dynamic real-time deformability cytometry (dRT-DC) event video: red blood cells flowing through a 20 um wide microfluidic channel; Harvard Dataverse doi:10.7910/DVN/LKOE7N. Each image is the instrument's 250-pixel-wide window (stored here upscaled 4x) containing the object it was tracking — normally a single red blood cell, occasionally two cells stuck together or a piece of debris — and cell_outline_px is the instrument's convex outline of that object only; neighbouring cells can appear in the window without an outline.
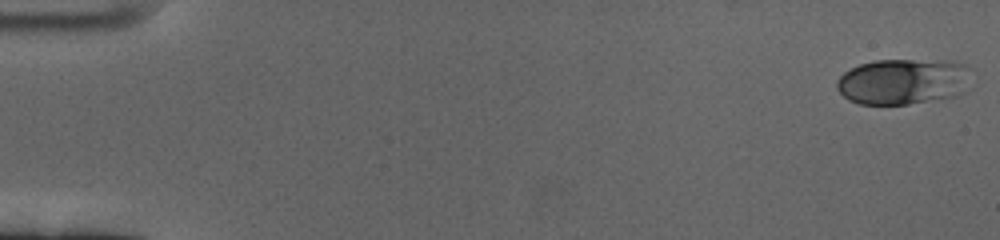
{"species": "human", "species_latin": "Homo sapiens", "temperature_condition": "cold", "stored_images_in_passage": 60, "camera_frame_rate_fps": 3000, "um_per_image_px": 0.085, "donor": {"sex": "female"}, "frame": {"image": 1, "passage_image": 1, "time_ms": 0.0, "image_size_px": [1000, 240], "cell_outline_px": [[968, 68], [952, 96], [908, 104], [860, 104], [848, 100], [836, 88], [836, 80], [844, 72], [860, 64], [876, 60], [944, 60], [964, 64]], "centroid_in_image_um": [76.55, 6.91], "position_along_channel_um": 8.4, "area_um2": 34.56}}
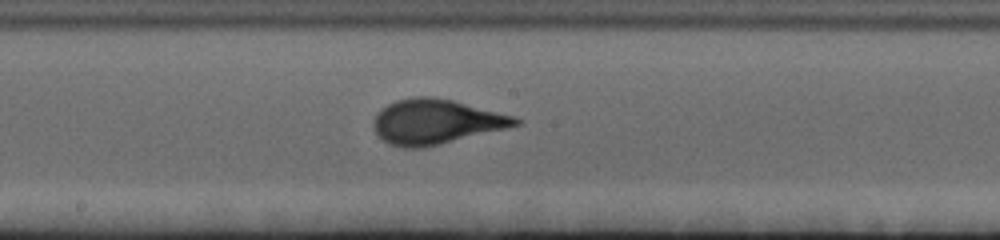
{"frame": {"image": 2, "passage_image": 33, "time_ms": 10.667, "image_size_px": [1000, 240], "cell_outline_px": [[524, 120], [520, 124], [440, 144], [420, 148], [404, 148], [388, 144], [376, 132], [372, 124], [376, 112], [380, 108], [396, 100], [416, 96], [432, 96], [452, 100], [512, 116]], "centroid_in_image_um": [36.98, 10.34], "position_along_channel_um": 211.2, "area_um2": 36.65}}
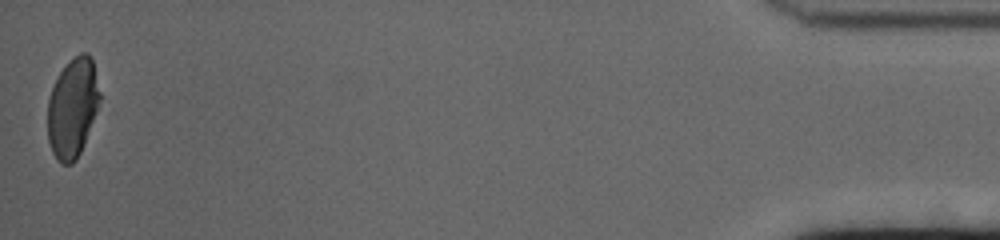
{"frame": {"image": 3, "passage_image": 60, "time_ms": 19.667, "image_size_px": [1000, 240], "cell_outline_px": [[104, 96], [84, 144], [76, 160], [72, 164], [60, 164], [56, 160], [52, 152], [48, 140], [48, 100], [52, 88], [60, 72], [68, 60], [80, 52], [88, 52], [92, 56]], "centroid_in_image_um": [6.23, 9.12], "position_along_channel_um": 429.0, "area_um2": 31.27}, "authors_computed_cell_mechanics": {"area_um2": 34.4488, "velocity_mm_per_s": 3.3727, "shape_relaxation_time_tau1_ms": 3.4854, "shape_relaxation_time_tau2_ms": null, "deformation_change_tau1": 0.1622, "deformation_change_tau2": null}}